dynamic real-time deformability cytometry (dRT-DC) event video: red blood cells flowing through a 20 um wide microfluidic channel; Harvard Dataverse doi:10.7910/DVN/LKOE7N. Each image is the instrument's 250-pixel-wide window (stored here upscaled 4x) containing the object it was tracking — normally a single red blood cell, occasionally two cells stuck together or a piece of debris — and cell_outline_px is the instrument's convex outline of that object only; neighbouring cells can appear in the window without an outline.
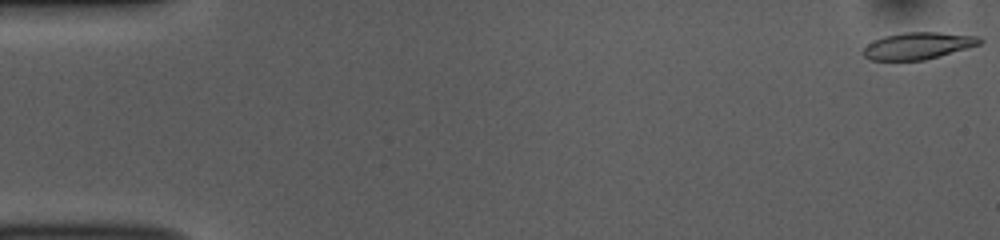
{"species": "common noctule bat (a hibernating species)", "species_latin": "Nyctalus noctula", "temperature_condition": "room temperature", "stored_images_in_passage": 52, "camera_frame_rate_fps": 3000, "um_per_image_px": 0.085, "animal": {"sex": "female", "body_mass_g": 10.0, "forearm_length_mm": 53.1}, "frame": {"image": 1, "passage_image": 1, "time_ms": 0.0, "image_size_px": [1000, 240], "cell_outline_px": [[984, 40], [980, 44], [924, 60], [872, 60], [864, 56], [864, 48], [872, 40], [884, 36], [904, 32], [940, 32], [980, 36]], "centroid_in_image_um": [78.04, 3.87], "position_along_channel_um": 7.0, "area_um2": 18.15}}
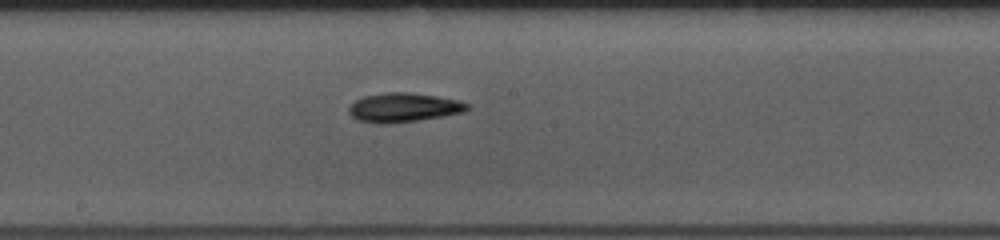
{"frame": {"image": 2, "passage_image": 28, "time_ms": 9.0, "image_size_px": [1000, 240], "cell_outline_px": [[468, 108], [464, 112], [416, 120], [388, 124], [376, 124], [356, 120], [348, 112], [348, 108], [356, 100], [364, 96], [388, 92], [408, 92], [436, 96], [460, 100], [468, 104]], "centroid_in_image_um": [34.26, 9.14], "position_along_channel_um": 213.9, "area_um2": 20.0}}
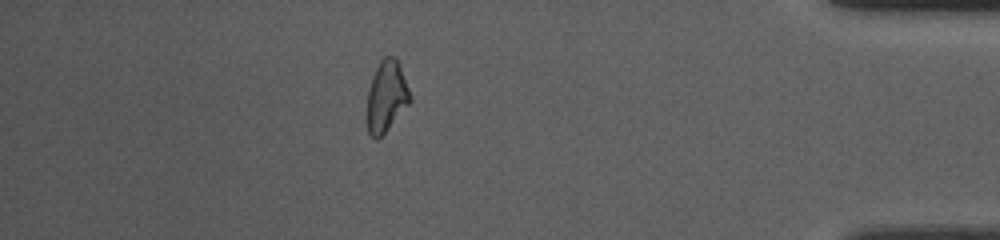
{"frame": {"image": 3, "passage_image": 46, "time_ms": 15.0, "image_size_px": [1000, 240], "cell_outline_px": [[412, 100], [388, 128], [376, 140], [368, 132], [364, 116], [368, 88], [372, 76], [380, 60], [384, 56], [392, 56], [400, 64], [412, 96]], "centroid_in_image_um": [32.81, 8.2], "position_along_channel_um": 402.4, "area_um2": 18.26}, "authors_computed_cell_mechanics": {"area_um2": 18.8428, "velocity_mm_per_s": 3.8449, "shape_relaxation_time_tau1_ms": 3.169, "shape_relaxation_time_tau2_ms": null, "deformation_change_tau1": 0.1215, "deformation_change_tau2": null}}